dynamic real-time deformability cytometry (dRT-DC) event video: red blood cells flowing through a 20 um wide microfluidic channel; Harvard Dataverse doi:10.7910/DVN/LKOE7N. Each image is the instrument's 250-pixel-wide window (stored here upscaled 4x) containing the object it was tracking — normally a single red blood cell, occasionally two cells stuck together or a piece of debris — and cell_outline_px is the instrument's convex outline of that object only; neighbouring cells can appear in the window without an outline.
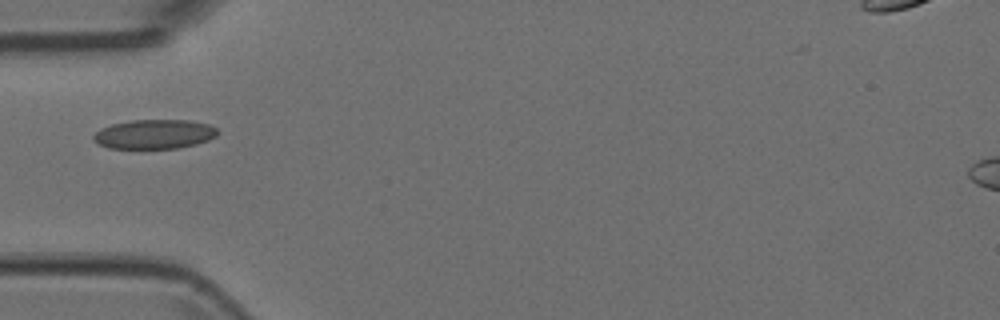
{"species": "Egyptian fruit bat (a non-hibernating species)", "species_latin": "Rousettus aegyptiacus", "temperature_condition": "room temperature", "stored_images_in_passage": 5, "camera_frame_rate_fps": 3000, "um_per_image_px": 0.085, "animal": {"sex": "female"}, "frame": {"image": 1, "passage_image": 5, "time_ms": 1.333, "image_size_px": [1000, 320], "cell_outline_px": [[220, 132], [216, 136], [208, 140], [196, 144], [176, 148], [108, 148], [92, 140], [92, 136], [100, 128], [112, 124], [132, 120], [188, 120], [208, 124], [216, 128]], "centroid_in_image_um": [13.12, 11.4], "position_along_channel_um": 71.9, "area_um2": 21.21}}